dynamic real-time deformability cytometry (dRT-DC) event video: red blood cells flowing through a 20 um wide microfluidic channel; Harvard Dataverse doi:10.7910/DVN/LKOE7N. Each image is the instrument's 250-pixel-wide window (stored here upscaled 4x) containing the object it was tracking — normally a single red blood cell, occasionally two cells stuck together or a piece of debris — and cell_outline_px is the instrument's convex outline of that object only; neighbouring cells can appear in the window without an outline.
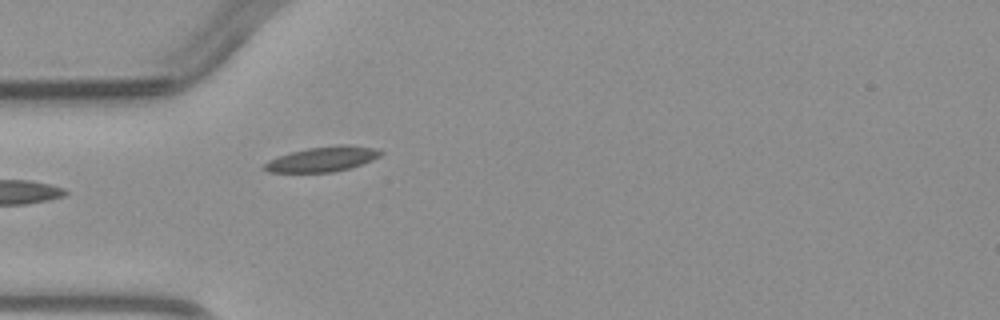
{"species": "common noctule bat (a hibernating species)", "species_latin": "Nyctalus noctula", "temperature_condition": "warm", "stored_images_in_passage": 5, "camera_frame_rate_fps": 3000, "um_per_image_px": 0.085, "animal": {"sex": "male", "body_mass_g": 23.1, "forearm_length_mm": 52.7}, "frame": {"image": 1, "passage_image": 5, "time_ms": 4.667, "image_size_px": [1000, 320], "cell_outline_px": [[384, 152], [380, 156], [372, 160], [348, 168], [332, 172], [268, 172], [260, 168], [268, 160], [292, 152], [308, 148], [340, 144], [348, 144], [376, 148]], "centroid_in_image_um": [27.41, 13.52], "position_along_channel_um": 57.6, "area_um2": 16.88}}